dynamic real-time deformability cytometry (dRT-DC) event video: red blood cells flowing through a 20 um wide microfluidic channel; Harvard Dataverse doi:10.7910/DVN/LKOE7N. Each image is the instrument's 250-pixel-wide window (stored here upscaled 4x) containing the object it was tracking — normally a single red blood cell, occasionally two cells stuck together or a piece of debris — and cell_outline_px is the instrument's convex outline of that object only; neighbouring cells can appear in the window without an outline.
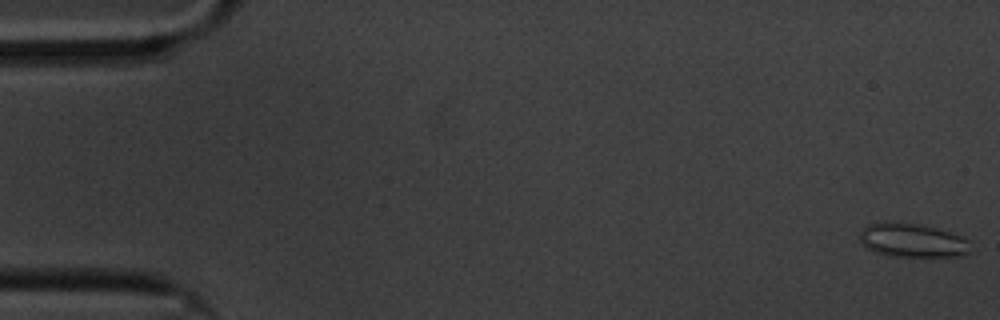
{"species": "common noctule bat (a hibernating species)", "species_latin": "Nyctalus noctula", "temperature_condition": "cold", "stored_images_in_passage": 59, "camera_frame_rate_fps": 3000, "um_per_image_px": 0.085, "animal": {"sex": "male", "body_mass_g": 20.1, "forearm_length_mm": 53.5}, "frame": {"image": 1, "passage_image": 1, "time_ms": 0.0, "image_size_px": [1000, 320], "cell_outline_px": [[972, 252], [960, 256], [884, 256], [868, 248], [860, 240], [860, 232], [868, 224], [884, 220], [888, 220], [920, 224], [936, 228], [960, 236], [968, 240]], "centroid_in_image_um": [77.53, 20.41], "position_along_channel_um": 7.5, "area_um2": 22.08}}
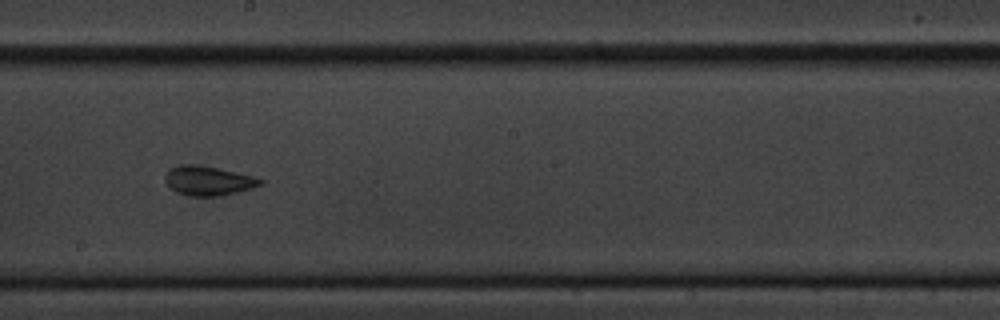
{"frame": {"image": 2, "passage_image": 33, "time_ms": 10.667, "image_size_px": [1000, 320], "cell_outline_px": [[264, 184], [252, 188], [220, 196], [192, 196], [176, 192], [164, 180], [164, 176], [168, 168], [180, 164], [192, 164], [216, 168], [252, 176], [264, 180]], "centroid_in_image_um": [17.67, 15.36], "position_along_channel_um": 230.5, "area_um2": 16.18}}
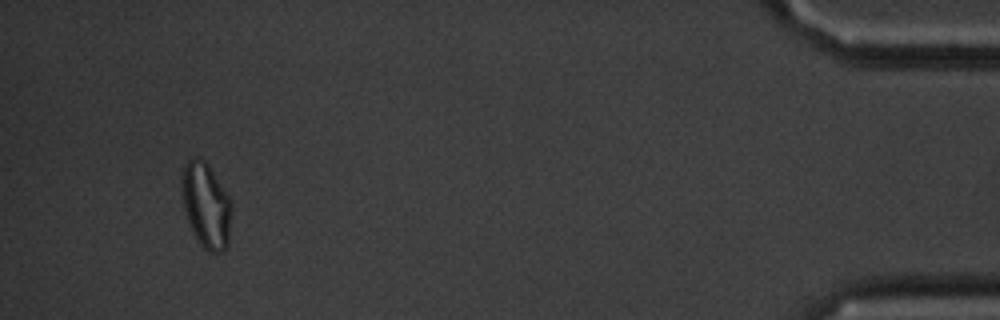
{"frame": {"image": 3, "passage_image": 56, "time_ms": 18.333, "image_size_px": [1000, 320], "cell_outline_px": [[232, 208], [228, 244], [220, 252], [208, 252], [200, 244], [188, 220], [184, 208], [180, 188], [180, 176], [184, 164], [188, 160], [196, 156], [204, 160], [208, 164], [228, 196], [232, 204]], "centroid_in_image_um": [17.5, 17.41], "position_along_channel_um": 417.7, "area_um2": 24.74}, "authors_computed_cell_mechanics": {"area_um2": 17.8602, "velocity_mm_per_s": 3.3677, "shape_relaxation_time_tau1_ms": null, "shape_relaxation_time_tau2_ms": 1.5389, "deformation_change_tau1": null, "deformation_change_tau2": 0.0929}}